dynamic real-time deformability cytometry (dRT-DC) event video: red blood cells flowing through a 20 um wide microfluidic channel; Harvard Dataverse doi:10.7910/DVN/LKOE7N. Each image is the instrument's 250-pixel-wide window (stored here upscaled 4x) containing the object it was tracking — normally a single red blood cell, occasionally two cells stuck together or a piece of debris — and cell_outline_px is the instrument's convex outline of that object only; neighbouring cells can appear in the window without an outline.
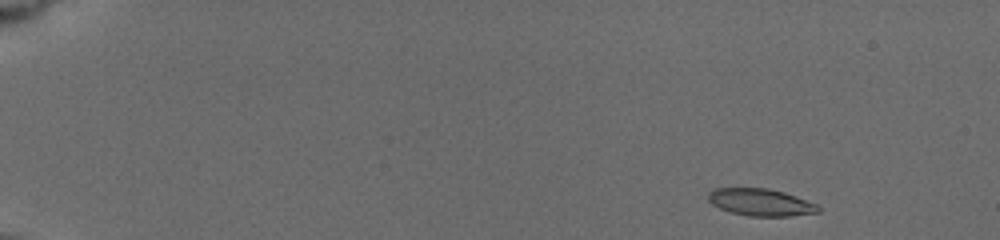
{"species": "common noctule bat (a hibernating species)", "species_latin": "Nyctalus noctula", "temperature_condition": "cold", "stored_images_in_passage": 14, "camera_frame_rate_fps": 3000, "um_per_image_px": 0.085, "animal": {"sex": "female", "body_mass_g": 19.5, "forearm_length_mm": 54.1}, "frame": {"image": 1, "passage_image": 1, "time_ms": 0.0, "image_size_px": [1000, 240], "cell_outline_px": [[820, 212], [788, 216], [748, 216], [728, 212], [712, 204], [708, 200], [708, 192], [712, 188], [768, 188], [784, 192], [796, 196], [816, 204], [820, 208]], "centroid_in_image_um": [64.62, 17.19], "position_along_channel_um": 20.4, "area_um2": 17.51}}
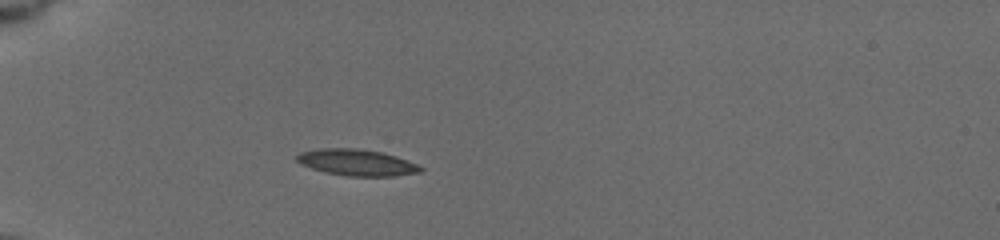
{"frame": {"image": 2, "passage_image": 10, "time_ms": 4.0, "image_size_px": [1000, 240], "cell_outline_px": [[424, 172], [396, 176], [348, 176], [328, 172], [312, 168], [300, 164], [296, 160], [296, 156], [300, 152], [320, 148], [356, 148], [380, 152], [396, 156], [416, 164], [424, 168]], "centroid_in_image_um": [30.35, 13.81], "position_along_channel_um": 54.7, "area_um2": 18.96}}
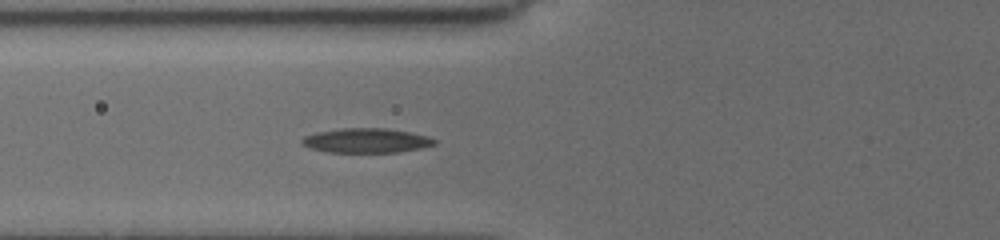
{"frame": {"image": 3, "passage_image": 14, "time_ms": 5.667, "image_size_px": [1000, 240], "cell_outline_px": [[436, 144], [420, 148], [396, 152], [324, 152], [300, 144], [300, 140], [304, 136], [316, 132], [344, 128], [384, 128], [408, 132], [424, 136], [436, 140]], "centroid_in_image_um": [31.06, 11.95], "position_along_channel_um": 94.7, "area_um2": 18.73}}